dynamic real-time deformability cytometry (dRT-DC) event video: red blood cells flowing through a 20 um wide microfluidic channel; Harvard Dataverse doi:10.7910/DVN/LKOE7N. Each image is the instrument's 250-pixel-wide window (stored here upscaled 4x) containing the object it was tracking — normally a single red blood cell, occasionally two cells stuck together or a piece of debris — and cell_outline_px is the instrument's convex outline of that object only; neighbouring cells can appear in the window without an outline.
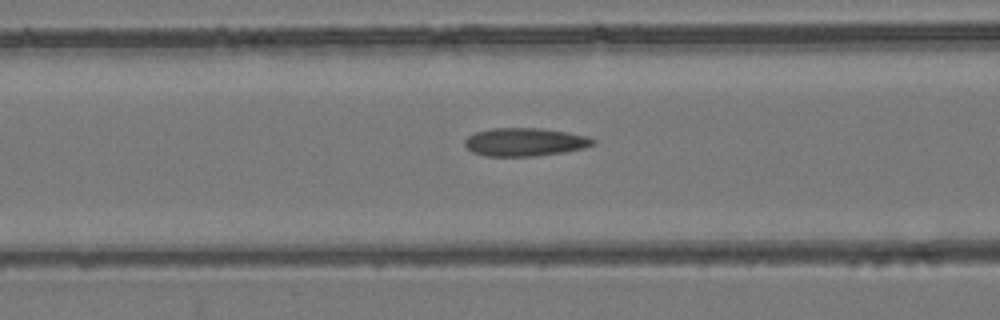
{"species": "common noctule bat (a hibernating species)", "species_latin": "Nyctalus noctula", "temperature_condition": "room temperature", "stored_images_in_passage": 43, "camera_frame_rate_fps": 3000, "um_per_image_px": 0.085, "animal": {"sex": "female", "body_mass_g": 24.6, "forearm_length_mm": 56.2}, "frame": {"image": 1, "passage_image": 11, "time_ms": 3.333, "image_size_px": [1000, 320], "cell_outline_px": [[596, 144], [584, 148], [564, 152], [536, 156], [484, 156], [472, 152], [464, 144], [464, 140], [468, 136], [476, 132], [492, 128], [540, 128], [568, 132], [588, 136], [596, 140]], "centroid_in_image_um": [44.64, 12.07], "position_along_channel_um": 122.0, "area_um2": 21.21}}
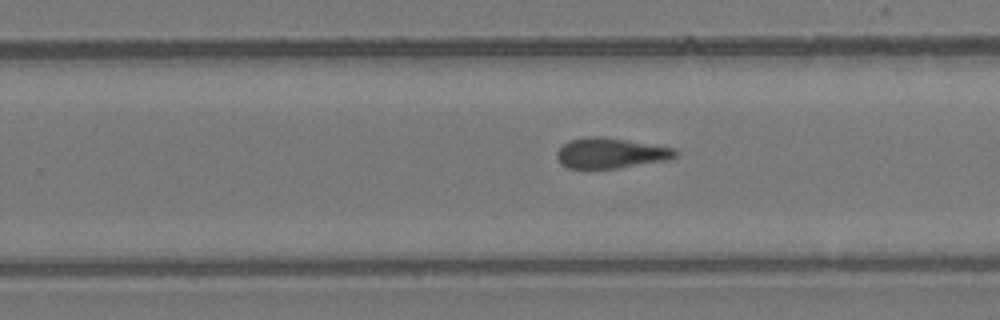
{"frame": {"image": 2, "passage_image": 23, "time_ms": 7.333, "image_size_px": [1000, 320], "cell_outline_px": [[680, 152], [676, 156], [668, 160], [616, 168], [588, 172], [568, 168], [560, 164], [556, 156], [556, 152], [568, 140], [588, 136], [596, 136], [624, 140], [676, 148]], "centroid_in_image_um": [51.85, 13.06], "position_along_channel_um": 278.0, "area_um2": 21.56}}
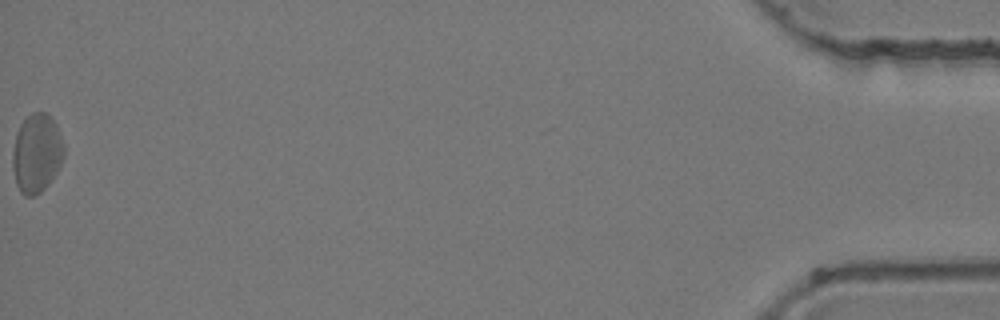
{"frame": {"image": 3, "passage_image": 43, "time_ms": 14.0, "image_size_px": [1000, 320], "cell_outline_px": [[64, 156], [56, 172], [44, 188], [40, 192], [32, 196], [24, 196], [20, 192], [16, 184], [12, 168], [12, 152], [16, 136], [20, 124], [32, 112], [44, 112], [56, 124], [64, 144]], "centroid_in_image_um": [3.1, 13.03], "position_along_channel_um": 432.1, "area_um2": 23.41}, "authors_computed_cell_mechanics": {"area_um2": 21.5016, "velocity_mm_per_s": 3.9042, "shape_relaxation_time_tau1_ms": null, "shape_relaxation_time_tau2_ms": 4.9085, "deformation_change_tau1": null, "deformation_change_tau2": 0.1321}}